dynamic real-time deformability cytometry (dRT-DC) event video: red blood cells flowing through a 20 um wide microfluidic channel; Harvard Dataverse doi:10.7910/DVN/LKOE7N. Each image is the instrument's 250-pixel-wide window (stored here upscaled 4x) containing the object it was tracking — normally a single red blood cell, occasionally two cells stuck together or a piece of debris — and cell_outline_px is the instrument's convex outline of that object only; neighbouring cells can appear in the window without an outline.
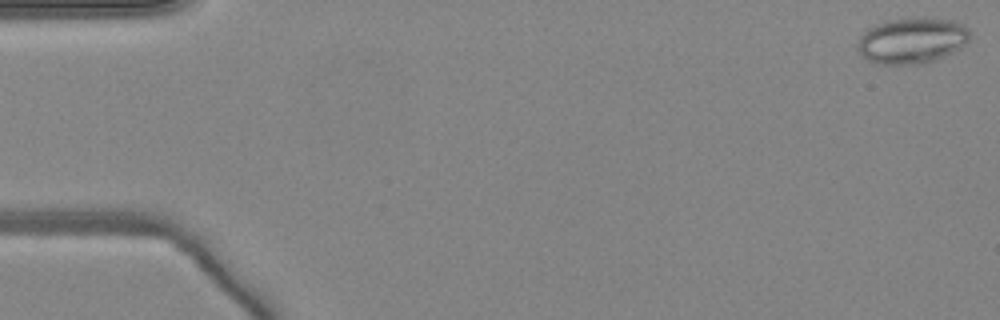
{"species": "common noctule bat (a hibernating species)", "species_latin": "Nyctalus noctula", "temperature_condition": "warm", "stored_images_in_passage": 12, "camera_frame_rate_fps": 3000, "um_per_image_px": 0.085, "animal": {"sex": "female", "body_mass_g": 24.6, "forearm_length_mm": 56.2}, "frame": {"image": 1, "passage_image": 1, "time_ms": 0.0, "image_size_px": [1000, 320], "cell_outline_px": [[968, 40], [960, 48], [944, 56], [920, 64], [880, 64], [868, 60], [856, 48], [856, 40], [868, 28], [884, 20], [916, 16], [928, 16], [956, 20], [964, 24], [968, 28]], "centroid_in_image_um": [77.5, 3.39], "position_along_channel_um": 7.5, "area_um2": 30.58}}